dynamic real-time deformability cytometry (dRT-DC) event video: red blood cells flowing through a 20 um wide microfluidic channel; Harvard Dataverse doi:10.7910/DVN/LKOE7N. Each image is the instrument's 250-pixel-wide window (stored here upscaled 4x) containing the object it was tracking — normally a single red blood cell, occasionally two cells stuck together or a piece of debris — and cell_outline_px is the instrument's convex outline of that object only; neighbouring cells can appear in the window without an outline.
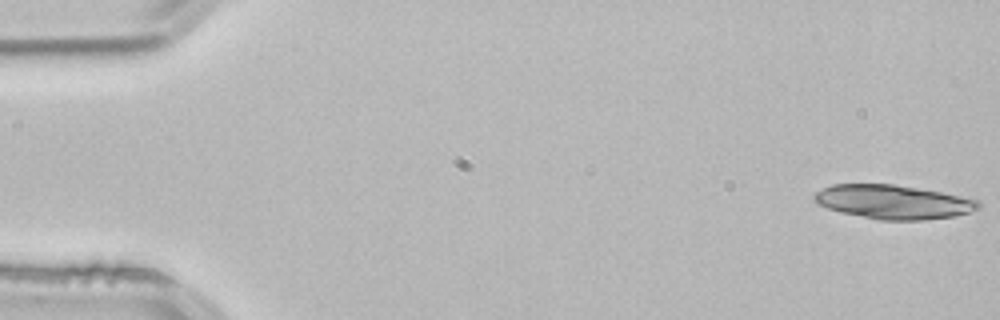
{"species": "common noctule bat (a hibernating species)", "species_latin": "Nyctalus noctula", "temperature_condition": "room temperature", "stored_images_in_passage": 4, "camera_frame_rate_fps": 3000, "um_per_image_px": 0.085, "animal": {"sex": "male", "body_mass_g": 21.5, "forearm_length_mm": 52.0}, "frame": {"image": 1, "passage_image": 1, "time_ms": 0.0, "image_size_px": [1000, 320], "cell_outline_px": [[980, 208], [956, 216], [924, 220], [880, 220], [840, 212], [828, 208], [812, 200], [812, 196], [816, 192], [832, 184], [892, 184], [940, 192], [980, 200]], "centroid_in_image_um": [75.92, 17.17], "position_along_channel_um": 9.1, "area_um2": 32.37}}
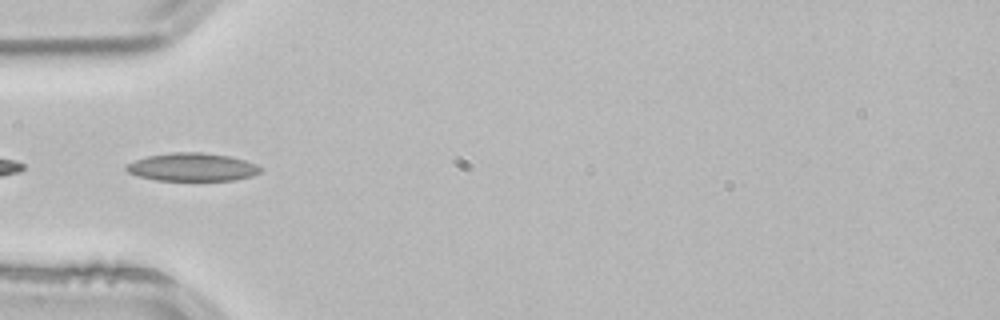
{"frame": {"image": 2, "passage_image": 4, "time_ms": 1.0, "image_size_px": [1000, 320], "cell_outline_px": [[264, 168], [260, 172], [252, 176], [236, 180], [156, 180], [140, 176], [128, 172], [124, 168], [124, 164], [148, 156], [172, 152], [200, 152], [228, 156], [244, 160], [256, 164]], "centroid_in_image_um": [16.35, 14.2], "position_along_channel_um": 68.7, "area_um2": 21.91}}